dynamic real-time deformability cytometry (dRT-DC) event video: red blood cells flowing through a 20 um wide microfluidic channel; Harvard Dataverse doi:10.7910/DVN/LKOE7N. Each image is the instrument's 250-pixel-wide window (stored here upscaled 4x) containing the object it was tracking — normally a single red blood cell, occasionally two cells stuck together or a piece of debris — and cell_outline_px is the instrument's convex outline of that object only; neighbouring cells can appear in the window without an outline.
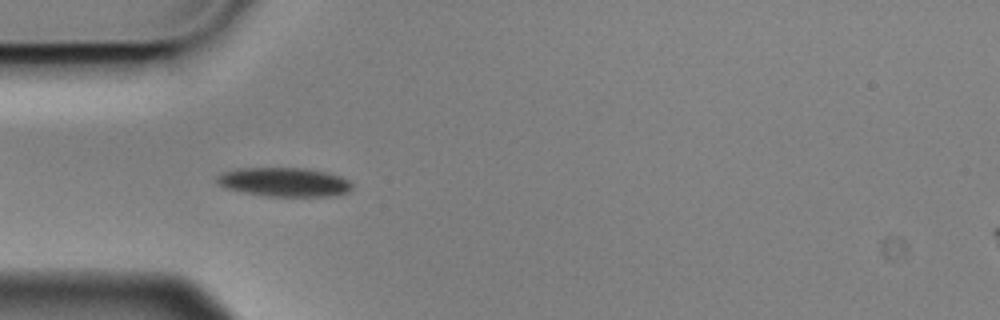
{"species": "Egyptian fruit bat (a non-hibernating species)", "species_latin": "Rousettus aegyptiacus", "temperature_condition": "cold", "stored_images_in_passage": 5, "camera_frame_rate_fps": 3000, "um_per_image_px": 0.085, "animal": {"sex": "male"}, "frame": {"image": 1, "passage_image": 4, "time_ms": 1.0, "image_size_px": [1000, 320], "cell_outline_px": [[352, 188], [348, 192], [328, 196], [268, 196], [244, 192], [228, 188], [216, 184], [216, 176], [220, 172], [236, 168], [304, 168], [328, 172], [340, 176], [348, 180], [352, 184]], "centroid_in_image_um": [24.12, 15.46], "position_along_channel_um": 60.9, "area_um2": 22.89}}
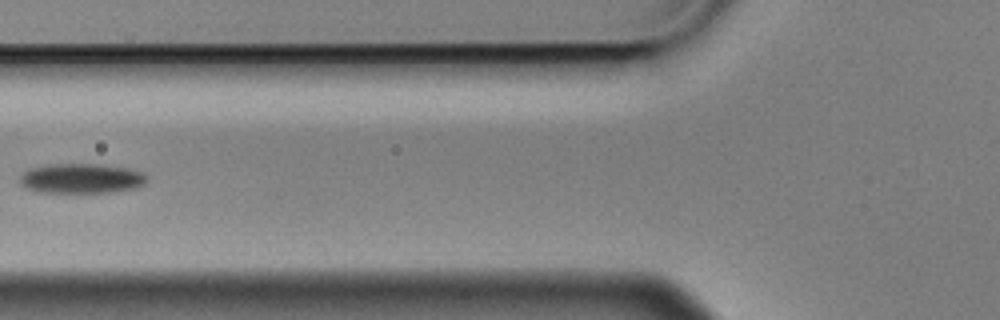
{"frame": {"image": 2, "passage_image": 5, "time_ms": 1.333, "image_size_px": [1000, 320], "cell_outline_px": [[148, 180], [144, 184], [136, 188], [112, 192], [40, 192], [24, 188], [16, 180], [28, 168], [48, 164], [100, 164], [128, 168], [144, 172], [148, 176]], "centroid_in_image_um": [6.9, 15.16], "position_along_channel_um": 118.9, "area_um2": 22.48}}